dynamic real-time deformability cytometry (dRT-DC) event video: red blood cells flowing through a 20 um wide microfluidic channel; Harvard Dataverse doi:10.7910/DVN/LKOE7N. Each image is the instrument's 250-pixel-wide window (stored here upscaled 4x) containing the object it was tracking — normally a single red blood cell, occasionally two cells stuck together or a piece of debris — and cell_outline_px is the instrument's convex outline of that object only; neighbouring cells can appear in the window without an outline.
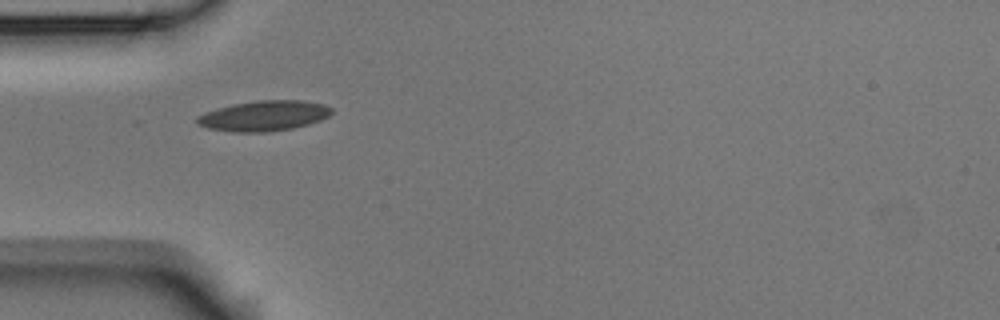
{"species": "Egyptian fruit bat (a non-hibernating species)", "species_latin": "Rousettus aegyptiacus", "temperature_condition": "room temperature", "stored_images_in_passage": 5, "camera_frame_rate_fps": 3000, "um_per_image_px": 0.085, "animal": {"sex": "male"}, "frame": {"image": 1, "passage_image": 1, "time_ms": 0.0, "image_size_px": [1000, 320], "cell_outline_px": [[332, 112], [328, 116], [320, 120], [308, 124], [292, 128], [268, 132], [232, 132], [208, 128], [196, 124], [196, 116], [204, 112], [216, 108], [232, 104], [260, 100], [304, 100], [324, 104], [332, 108]], "centroid_in_image_um": [22.4, 9.84], "position_along_channel_um": 62.6, "area_um2": 23.93}}
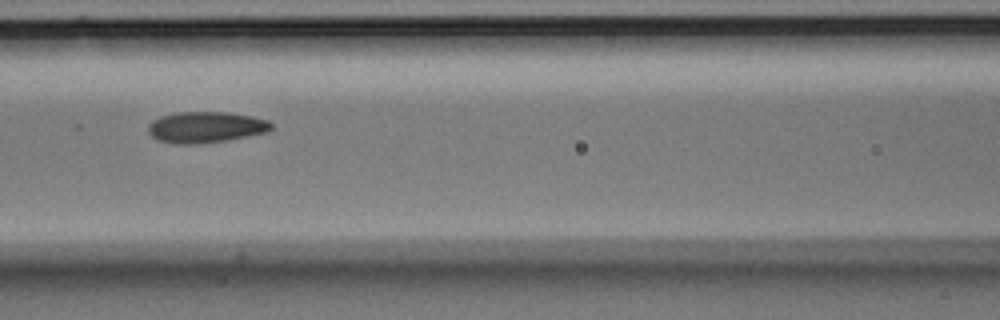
{"frame": {"image": 2, "passage_image": 3, "time_ms": 0.667, "image_size_px": [1000, 320], "cell_outline_px": [[272, 128], [268, 132], [248, 136], [200, 144], [172, 144], [160, 140], [152, 136], [148, 132], [148, 124], [152, 120], [160, 116], [176, 112], [228, 112], [252, 116], [268, 120], [272, 124]], "centroid_in_image_um": [17.48, 10.8], "position_along_channel_um": 149.1, "area_um2": 22.43}}
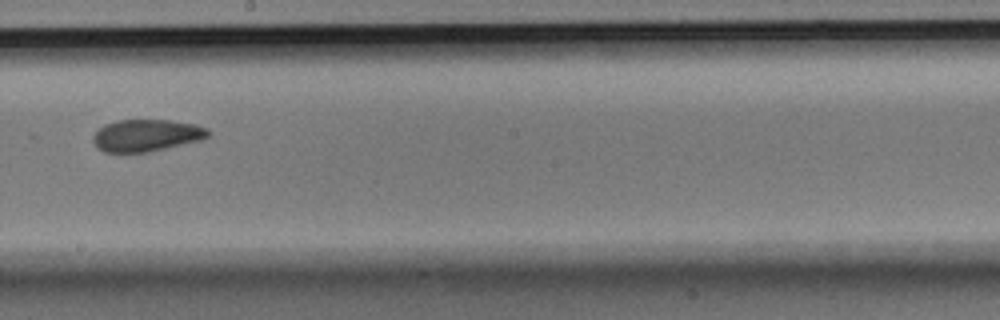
{"frame": {"image": 3, "passage_image": 5, "time_ms": 1.333, "image_size_px": [1000, 320], "cell_outline_px": [[212, 132], [208, 136], [200, 140], [148, 152], [104, 152], [96, 148], [92, 140], [92, 136], [104, 124], [116, 120], [168, 120], [196, 124], [208, 128]], "centroid_in_image_um": [12.43, 11.5], "position_along_channel_um": 235.8, "area_um2": 21.56}}